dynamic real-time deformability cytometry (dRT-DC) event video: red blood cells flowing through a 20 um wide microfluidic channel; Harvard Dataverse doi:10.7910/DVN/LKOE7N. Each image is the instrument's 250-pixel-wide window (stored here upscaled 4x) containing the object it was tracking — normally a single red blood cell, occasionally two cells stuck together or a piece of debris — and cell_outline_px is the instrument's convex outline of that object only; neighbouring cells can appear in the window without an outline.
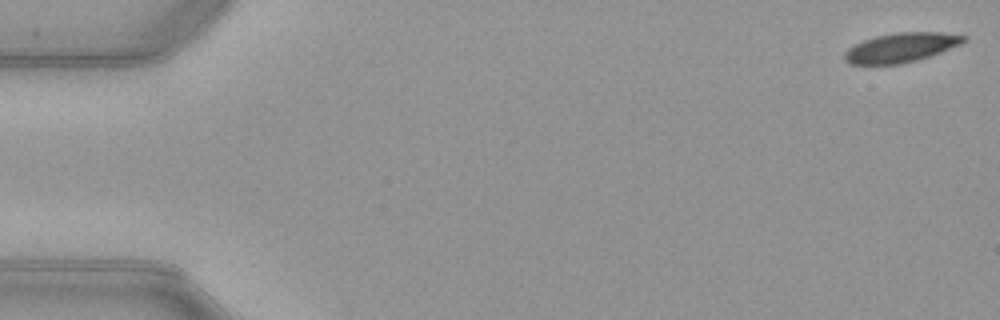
{"species": "common noctule bat (a hibernating species)", "species_latin": "Nyctalus noctula", "temperature_condition": "warm", "stored_images_in_passage": 52, "camera_frame_rate_fps": 3000, "um_per_image_px": 0.085, "animal": {"sex": "female", "body_mass_g": 21.9}, "frame": {"image": 1, "passage_image": 1, "time_ms": 0.0, "image_size_px": [1000, 320], "cell_outline_px": [[968, 36], [960, 44], [940, 52], [916, 60], [900, 64], [848, 64], [844, 60], [844, 52], [848, 48], [864, 40], [876, 36], [896, 32], [940, 32]], "centroid_in_image_um": [76.55, 4.04], "position_along_channel_um": 8.4, "area_um2": 20.17}}
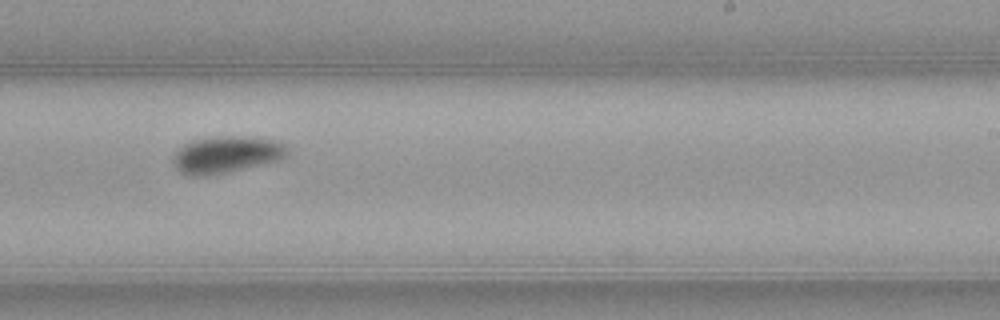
{"frame": {"image": 2, "passage_image": 32, "time_ms": 10.333, "image_size_px": [1000, 320], "cell_outline_px": [[288, 156], [280, 160], [224, 172], [204, 176], [188, 176], [180, 172], [172, 164], [172, 156], [184, 144], [192, 140], [220, 136], [256, 136], [276, 140], [284, 144], [288, 148]], "centroid_in_image_um": [19.25, 13.12], "position_along_channel_um": 269.8, "area_um2": 24.68}}
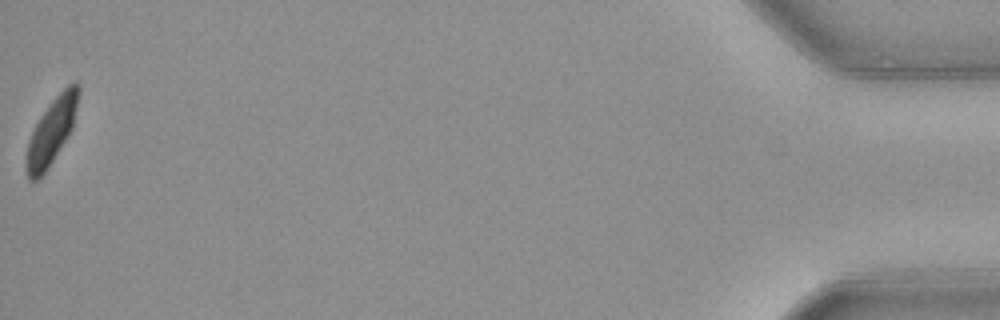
{"frame": {"image": 3, "passage_image": 52, "time_ms": 17.0, "image_size_px": [1000, 320], "cell_outline_px": [[80, 92], [72, 128], [52, 160], [44, 172], [36, 180], [28, 180], [24, 164], [28, 140], [40, 116], [52, 100], [72, 80], [76, 80], [80, 84]], "centroid_in_image_um": [4.37, 11.11], "position_along_channel_um": 430.8, "area_um2": 19.77}, "authors_computed_cell_mechanics": {"area_um2": 22.3108, "velocity_mm_per_s": 3.9701, "shape_relaxation_time_tau1_ms": 5.5941, "shape_relaxation_time_tau2_ms": null, "deformation_change_tau1": 0.1525, "deformation_change_tau2": null}}